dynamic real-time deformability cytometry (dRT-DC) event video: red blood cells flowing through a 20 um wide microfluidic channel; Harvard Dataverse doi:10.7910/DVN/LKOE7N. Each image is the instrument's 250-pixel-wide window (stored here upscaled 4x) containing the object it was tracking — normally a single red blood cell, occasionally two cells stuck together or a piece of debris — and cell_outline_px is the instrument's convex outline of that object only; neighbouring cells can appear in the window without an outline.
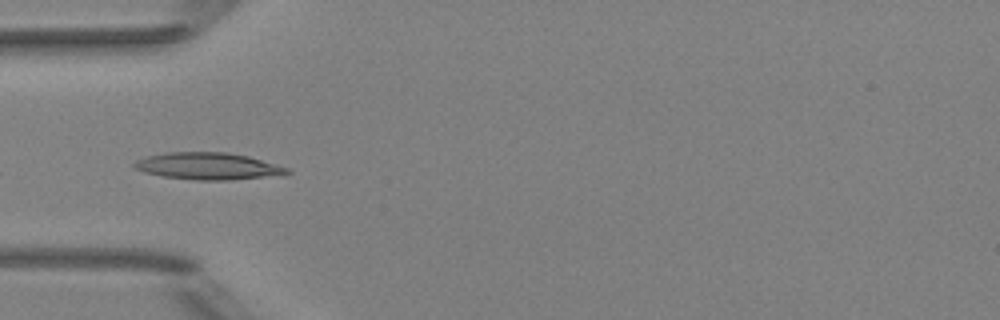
{"species": "Egyptian fruit bat (a non-hibernating species)", "species_latin": "Rousettus aegyptiacus", "temperature_condition": "room temperature", "stored_images_in_passage": 8, "camera_frame_rate_fps": 3000, "um_per_image_px": 0.085, "animal": {"sex": "female"}, "frame": {"image": 1, "passage_image": 5, "time_ms": 1.333, "image_size_px": [1000, 320], "cell_outline_px": [[292, 172], [228, 180], [196, 180], [164, 176], [144, 172], [132, 168], [132, 164], [136, 160], [148, 156], [164, 152], [228, 152], [248, 156], [288, 168]], "centroid_in_image_um": [17.57, 14.1], "position_along_channel_um": 67.4, "area_um2": 23.58}}
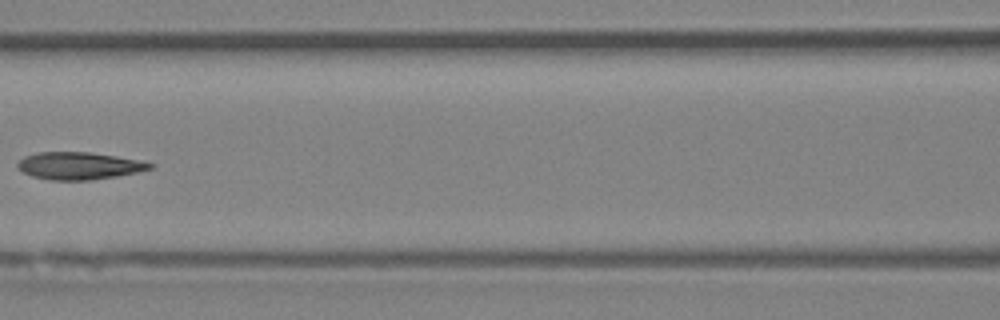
{"frame": {"image": 2, "passage_image": 7, "time_ms": 2.0, "image_size_px": [1000, 320], "cell_outline_px": [[152, 168], [136, 172], [116, 176], [92, 180], [48, 180], [32, 176], [16, 168], [16, 164], [24, 156], [36, 152], [88, 152], [116, 156], [136, 160], [152, 164]], "centroid_in_image_um": [6.63, 14.09], "position_along_channel_um": 160.0, "area_um2": 20.92}}
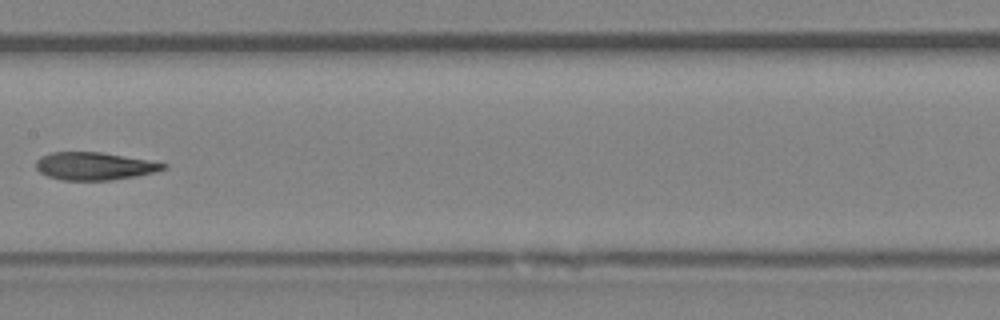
{"frame": {"image": 3, "passage_image": 8, "time_ms": 2.333, "image_size_px": [1000, 320], "cell_outline_px": [[168, 168], [156, 172], [136, 176], [108, 180], [64, 180], [48, 176], [40, 172], [36, 168], [36, 160], [40, 156], [52, 152], [100, 152], [148, 160], [168, 164]], "centroid_in_image_um": [8.03, 14.11], "position_along_channel_um": 199.4, "area_um2": 20.52}}